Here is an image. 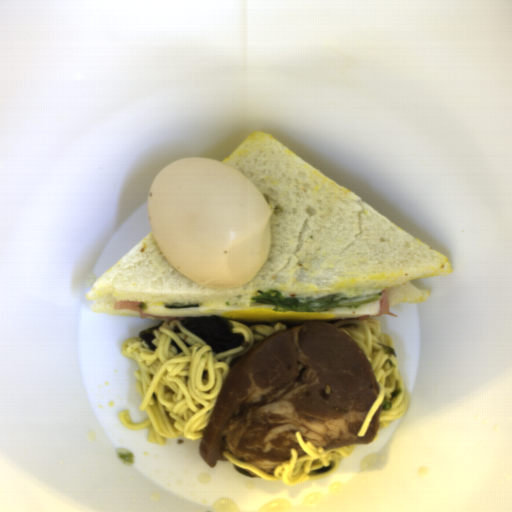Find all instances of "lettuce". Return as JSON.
Listing matches in <instances>:
<instances>
[{"label":"lettuce","mask_w":512,"mask_h":512,"mask_svg":"<svg viewBox=\"0 0 512 512\" xmlns=\"http://www.w3.org/2000/svg\"><path fill=\"white\" fill-rule=\"evenodd\" d=\"M383 299L381 294L358 297H345L334 293L307 301H298L292 296H284L280 290L259 289L258 294L251 300L253 303L271 305L273 311L283 312H323L335 307L355 308L378 302Z\"/></svg>","instance_id":"lettuce-1"},{"label":"lettuce","mask_w":512,"mask_h":512,"mask_svg":"<svg viewBox=\"0 0 512 512\" xmlns=\"http://www.w3.org/2000/svg\"><path fill=\"white\" fill-rule=\"evenodd\" d=\"M163 307L168 309H188V308H196L200 307V303H178V302H172V303H163Z\"/></svg>","instance_id":"lettuce-2"}]
</instances>
